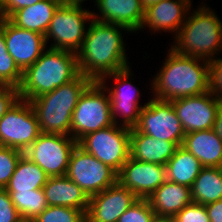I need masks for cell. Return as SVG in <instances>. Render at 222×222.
Returning <instances> with one entry per match:
<instances>
[{"instance_id":"obj_45","label":"cell","mask_w":222,"mask_h":222,"mask_svg":"<svg viewBox=\"0 0 222 222\" xmlns=\"http://www.w3.org/2000/svg\"><path fill=\"white\" fill-rule=\"evenodd\" d=\"M2 20H3V15H2V12H1V9H0V25H1Z\"/></svg>"},{"instance_id":"obj_34","label":"cell","mask_w":222,"mask_h":222,"mask_svg":"<svg viewBox=\"0 0 222 222\" xmlns=\"http://www.w3.org/2000/svg\"><path fill=\"white\" fill-rule=\"evenodd\" d=\"M22 218L5 189H0V222H22Z\"/></svg>"},{"instance_id":"obj_28","label":"cell","mask_w":222,"mask_h":222,"mask_svg":"<svg viewBox=\"0 0 222 222\" xmlns=\"http://www.w3.org/2000/svg\"><path fill=\"white\" fill-rule=\"evenodd\" d=\"M7 193L23 221H33L48 207L43 188L36 189L34 192Z\"/></svg>"},{"instance_id":"obj_30","label":"cell","mask_w":222,"mask_h":222,"mask_svg":"<svg viewBox=\"0 0 222 222\" xmlns=\"http://www.w3.org/2000/svg\"><path fill=\"white\" fill-rule=\"evenodd\" d=\"M0 75H3L17 88L20 86L23 78V72L10 56L6 47L4 39V18L0 25Z\"/></svg>"},{"instance_id":"obj_41","label":"cell","mask_w":222,"mask_h":222,"mask_svg":"<svg viewBox=\"0 0 222 222\" xmlns=\"http://www.w3.org/2000/svg\"><path fill=\"white\" fill-rule=\"evenodd\" d=\"M151 222H177L174 216L155 215Z\"/></svg>"},{"instance_id":"obj_5","label":"cell","mask_w":222,"mask_h":222,"mask_svg":"<svg viewBox=\"0 0 222 222\" xmlns=\"http://www.w3.org/2000/svg\"><path fill=\"white\" fill-rule=\"evenodd\" d=\"M171 46L176 53L211 61L222 51V20L206 5L188 17Z\"/></svg>"},{"instance_id":"obj_39","label":"cell","mask_w":222,"mask_h":222,"mask_svg":"<svg viewBox=\"0 0 222 222\" xmlns=\"http://www.w3.org/2000/svg\"><path fill=\"white\" fill-rule=\"evenodd\" d=\"M213 130L217 134V136L222 140V100L219 103Z\"/></svg>"},{"instance_id":"obj_36","label":"cell","mask_w":222,"mask_h":222,"mask_svg":"<svg viewBox=\"0 0 222 222\" xmlns=\"http://www.w3.org/2000/svg\"><path fill=\"white\" fill-rule=\"evenodd\" d=\"M42 0H0L3 18H8L13 12L34 5Z\"/></svg>"},{"instance_id":"obj_20","label":"cell","mask_w":222,"mask_h":222,"mask_svg":"<svg viewBox=\"0 0 222 222\" xmlns=\"http://www.w3.org/2000/svg\"><path fill=\"white\" fill-rule=\"evenodd\" d=\"M43 191L48 206L88 209L90 197L67 176L49 177Z\"/></svg>"},{"instance_id":"obj_26","label":"cell","mask_w":222,"mask_h":222,"mask_svg":"<svg viewBox=\"0 0 222 222\" xmlns=\"http://www.w3.org/2000/svg\"><path fill=\"white\" fill-rule=\"evenodd\" d=\"M48 178L44 170L23 155L4 189L7 192H34L42 189Z\"/></svg>"},{"instance_id":"obj_13","label":"cell","mask_w":222,"mask_h":222,"mask_svg":"<svg viewBox=\"0 0 222 222\" xmlns=\"http://www.w3.org/2000/svg\"><path fill=\"white\" fill-rule=\"evenodd\" d=\"M130 69L131 68L128 66L122 70L116 71L105 76L99 82L107 90L105 93L109 94L110 110L113 123L119 125L118 118L122 117V123L119 122L121 126L131 129L137 125L140 117V111L144 106H146L147 103L143 104V106L138 104L140 92L137 90L138 88H135L130 81L132 75ZM107 77H109V79L111 77L115 81V86L112 89L106 87L105 80Z\"/></svg>"},{"instance_id":"obj_14","label":"cell","mask_w":222,"mask_h":222,"mask_svg":"<svg viewBox=\"0 0 222 222\" xmlns=\"http://www.w3.org/2000/svg\"><path fill=\"white\" fill-rule=\"evenodd\" d=\"M221 99L211 91L172 100L185 133L213 129Z\"/></svg>"},{"instance_id":"obj_16","label":"cell","mask_w":222,"mask_h":222,"mask_svg":"<svg viewBox=\"0 0 222 222\" xmlns=\"http://www.w3.org/2000/svg\"><path fill=\"white\" fill-rule=\"evenodd\" d=\"M4 39L8 53L24 72L45 51V36L35 31L19 28L4 18Z\"/></svg>"},{"instance_id":"obj_3","label":"cell","mask_w":222,"mask_h":222,"mask_svg":"<svg viewBox=\"0 0 222 222\" xmlns=\"http://www.w3.org/2000/svg\"><path fill=\"white\" fill-rule=\"evenodd\" d=\"M79 75L77 53L48 48L23 72L22 82L18 87L19 98L30 102L73 81Z\"/></svg>"},{"instance_id":"obj_9","label":"cell","mask_w":222,"mask_h":222,"mask_svg":"<svg viewBox=\"0 0 222 222\" xmlns=\"http://www.w3.org/2000/svg\"><path fill=\"white\" fill-rule=\"evenodd\" d=\"M31 103L18 99L0 120V146L24 152L40 135Z\"/></svg>"},{"instance_id":"obj_19","label":"cell","mask_w":222,"mask_h":222,"mask_svg":"<svg viewBox=\"0 0 222 222\" xmlns=\"http://www.w3.org/2000/svg\"><path fill=\"white\" fill-rule=\"evenodd\" d=\"M99 14L92 13L98 22L123 26L130 32L141 30L145 8L141 0H95Z\"/></svg>"},{"instance_id":"obj_10","label":"cell","mask_w":222,"mask_h":222,"mask_svg":"<svg viewBox=\"0 0 222 222\" xmlns=\"http://www.w3.org/2000/svg\"><path fill=\"white\" fill-rule=\"evenodd\" d=\"M76 145L77 141L71 136L41 132L23 153L49 177L66 176L70 155Z\"/></svg>"},{"instance_id":"obj_38","label":"cell","mask_w":222,"mask_h":222,"mask_svg":"<svg viewBox=\"0 0 222 222\" xmlns=\"http://www.w3.org/2000/svg\"><path fill=\"white\" fill-rule=\"evenodd\" d=\"M210 222H222V199L205 205Z\"/></svg>"},{"instance_id":"obj_7","label":"cell","mask_w":222,"mask_h":222,"mask_svg":"<svg viewBox=\"0 0 222 222\" xmlns=\"http://www.w3.org/2000/svg\"><path fill=\"white\" fill-rule=\"evenodd\" d=\"M130 131L113 124L83 136L77 145L118 174L130 157Z\"/></svg>"},{"instance_id":"obj_17","label":"cell","mask_w":222,"mask_h":222,"mask_svg":"<svg viewBox=\"0 0 222 222\" xmlns=\"http://www.w3.org/2000/svg\"><path fill=\"white\" fill-rule=\"evenodd\" d=\"M138 198L118 181L90 197L86 215L95 222H117Z\"/></svg>"},{"instance_id":"obj_11","label":"cell","mask_w":222,"mask_h":222,"mask_svg":"<svg viewBox=\"0 0 222 222\" xmlns=\"http://www.w3.org/2000/svg\"><path fill=\"white\" fill-rule=\"evenodd\" d=\"M66 176L91 197L114 185L118 174L76 145L70 155Z\"/></svg>"},{"instance_id":"obj_40","label":"cell","mask_w":222,"mask_h":222,"mask_svg":"<svg viewBox=\"0 0 222 222\" xmlns=\"http://www.w3.org/2000/svg\"><path fill=\"white\" fill-rule=\"evenodd\" d=\"M5 92H18V88L15 87L3 75H0V95L4 94Z\"/></svg>"},{"instance_id":"obj_24","label":"cell","mask_w":222,"mask_h":222,"mask_svg":"<svg viewBox=\"0 0 222 222\" xmlns=\"http://www.w3.org/2000/svg\"><path fill=\"white\" fill-rule=\"evenodd\" d=\"M60 5L57 0H42L13 12L7 19L19 28L45 36L51 19Z\"/></svg>"},{"instance_id":"obj_43","label":"cell","mask_w":222,"mask_h":222,"mask_svg":"<svg viewBox=\"0 0 222 222\" xmlns=\"http://www.w3.org/2000/svg\"><path fill=\"white\" fill-rule=\"evenodd\" d=\"M160 1H163V0H141V3L144 8H147L148 6L158 3Z\"/></svg>"},{"instance_id":"obj_22","label":"cell","mask_w":222,"mask_h":222,"mask_svg":"<svg viewBox=\"0 0 222 222\" xmlns=\"http://www.w3.org/2000/svg\"><path fill=\"white\" fill-rule=\"evenodd\" d=\"M181 146L191 152L203 167H222V140L213 129L187 133Z\"/></svg>"},{"instance_id":"obj_42","label":"cell","mask_w":222,"mask_h":222,"mask_svg":"<svg viewBox=\"0 0 222 222\" xmlns=\"http://www.w3.org/2000/svg\"><path fill=\"white\" fill-rule=\"evenodd\" d=\"M60 4L81 5L86 0H57Z\"/></svg>"},{"instance_id":"obj_21","label":"cell","mask_w":222,"mask_h":222,"mask_svg":"<svg viewBox=\"0 0 222 222\" xmlns=\"http://www.w3.org/2000/svg\"><path fill=\"white\" fill-rule=\"evenodd\" d=\"M177 146L173 142L155 139L152 136L138 132L135 128L130 131V156L133 159L166 165L174 155Z\"/></svg>"},{"instance_id":"obj_27","label":"cell","mask_w":222,"mask_h":222,"mask_svg":"<svg viewBox=\"0 0 222 222\" xmlns=\"http://www.w3.org/2000/svg\"><path fill=\"white\" fill-rule=\"evenodd\" d=\"M192 202L207 205L222 199V167H203L191 187Z\"/></svg>"},{"instance_id":"obj_29","label":"cell","mask_w":222,"mask_h":222,"mask_svg":"<svg viewBox=\"0 0 222 222\" xmlns=\"http://www.w3.org/2000/svg\"><path fill=\"white\" fill-rule=\"evenodd\" d=\"M86 212L64 206H48L31 222H83Z\"/></svg>"},{"instance_id":"obj_35","label":"cell","mask_w":222,"mask_h":222,"mask_svg":"<svg viewBox=\"0 0 222 222\" xmlns=\"http://www.w3.org/2000/svg\"><path fill=\"white\" fill-rule=\"evenodd\" d=\"M210 91L222 100V58L209 61Z\"/></svg>"},{"instance_id":"obj_37","label":"cell","mask_w":222,"mask_h":222,"mask_svg":"<svg viewBox=\"0 0 222 222\" xmlns=\"http://www.w3.org/2000/svg\"><path fill=\"white\" fill-rule=\"evenodd\" d=\"M18 99L19 92H5L0 95V120Z\"/></svg>"},{"instance_id":"obj_44","label":"cell","mask_w":222,"mask_h":222,"mask_svg":"<svg viewBox=\"0 0 222 222\" xmlns=\"http://www.w3.org/2000/svg\"><path fill=\"white\" fill-rule=\"evenodd\" d=\"M83 222H95V221L91 220V219L86 215Z\"/></svg>"},{"instance_id":"obj_18","label":"cell","mask_w":222,"mask_h":222,"mask_svg":"<svg viewBox=\"0 0 222 222\" xmlns=\"http://www.w3.org/2000/svg\"><path fill=\"white\" fill-rule=\"evenodd\" d=\"M191 0H163L145 8L141 29L145 26L151 31L179 32L190 12ZM187 13V14H186Z\"/></svg>"},{"instance_id":"obj_23","label":"cell","mask_w":222,"mask_h":222,"mask_svg":"<svg viewBox=\"0 0 222 222\" xmlns=\"http://www.w3.org/2000/svg\"><path fill=\"white\" fill-rule=\"evenodd\" d=\"M147 200L155 215L175 216L192 203L191 188L166 180Z\"/></svg>"},{"instance_id":"obj_31","label":"cell","mask_w":222,"mask_h":222,"mask_svg":"<svg viewBox=\"0 0 222 222\" xmlns=\"http://www.w3.org/2000/svg\"><path fill=\"white\" fill-rule=\"evenodd\" d=\"M23 155L20 150L0 146V189L6 187Z\"/></svg>"},{"instance_id":"obj_2","label":"cell","mask_w":222,"mask_h":222,"mask_svg":"<svg viewBox=\"0 0 222 222\" xmlns=\"http://www.w3.org/2000/svg\"><path fill=\"white\" fill-rule=\"evenodd\" d=\"M163 64L151 82L153 98L172 101L210 91L208 60L180 55L170 48Z\"/></svg>"},{"instance_id":"obj_12","label":"cell","mask_w":222,"mask_h":222,"mask_svg":"<svg viewBox=\"0 0 222 222\" xmlns=\"http://www.w3.org/2000/svg\"><path fill=\"white\" fill-rule=\"evenodd\" d=\"M134 128L155 139L173 142L177 147L182 145L186 135L172 102L155 98L142 108Z\"/></svg>"},{"instance_id":"obj_1","label":"cell","mask_w":222,"mask_h":222,"mask_svg":"<svg viewBox=\"0 0 222 222\" xmlns=\"http://www.w3.org/2000/svg\"><path fill=\"white\" fill-rule=\"evenodd\" d=\"M121 30L130 32L120 25L90 21L81 49L77 52L80 74L99 82L129 66Z\"/></svg>"},{"instance_id":"obj_4","label":"cell","mask_w":222,"mask_h":222,"mask_svg":"<svg viewBox=\"0 0 222 222\" xmlns=\"http://www.w3.org/2000/svg\"><path fill=\"white\" fill-rule=\"evenodd\" d=\"M80 74L73 81L30 101L42 133L71 136L72 113L84 90L92 83Z\"/></svg>"},{"instance_id":"obj_8","label":"cell","mask_w":222,"mask_h":222,"mask_svg":"<svg viewBox=\"0 0 222 222\" xmlns=\"http://www.w3.org/2000/svg\"><path fill=\"white\" fill-rule=\"evenodd\" d=\"M82 5L61 4L55 11L45 34L46 44L53 39L50 48L77 53L83 44L87 28L85 23L92 19V12ZM86 28V29H85Z\"/></svg>"},{"instance_id":"obj_15","label":"cell","mask_w":222,"mask_h":222,"mask_svg":"<svg viewBox=\"0 0 222 222\" xmlns=\"http://www.w3.org/2000/svg\"><path fill=\"white\" fill-rule=\"evenodd\" d=\"M166 180L165 165L139 161L131 156L117 176V181L139 199H148Z\"/></svg>"},{"instance_id":"obj_25","label":"cell","mask_w":222,"mask_h":222,"mask_svg":"<svg viewBox=\"0 0 222 222\" xmlns=\"http://www.w3.org/2000/svg\"><path fill=\"white\" fill-rule=\"evenodd\" d=\"M165 166L167 180L190 188L203 168L201 162L182 146L176 148Z\"/></svg>"},{"instance_id":"obj_6","label":"cell","mask_w":222,"mask_h":222,"mask_svg":"<svg viewBox=\"0 0 222 222\" xmlns=\"http://www.w3.org/2000/svg\"><path fill=\"white\" fill-rule=\"evenodd\" d=\"M105 87L93 81L82 93L72 113L71 137L77 142L85 135L113 125L110 97Z\"/></svg>"},{"instance_id":"obj_32","label":"cell","mask_w":222,"mask_h":222,"mask_svg":"<svg viewBox=\"0 0 222 222\" xmlns=\"http://www.w3.org/2000/svg\"><path fill=\"white\" fill-rule=\"evenodd\" d=\"M155 212L147 199H137L117 222H151Z\"/></svg>"},{"instance_id":"obj_33","label":"cell","mask_w":222,"mask_h":222,"mask_svg":"<svg viewBox=\"0 0 222 222\" xmlns=\"http://www.w3.org/2000/svg\"><path fill=\"white\" fill-rule=\"evenodd\" d=\"M174 218L177 222H210L205 205L194 202L185 206Z\"/></svg>"}]
</instances>
